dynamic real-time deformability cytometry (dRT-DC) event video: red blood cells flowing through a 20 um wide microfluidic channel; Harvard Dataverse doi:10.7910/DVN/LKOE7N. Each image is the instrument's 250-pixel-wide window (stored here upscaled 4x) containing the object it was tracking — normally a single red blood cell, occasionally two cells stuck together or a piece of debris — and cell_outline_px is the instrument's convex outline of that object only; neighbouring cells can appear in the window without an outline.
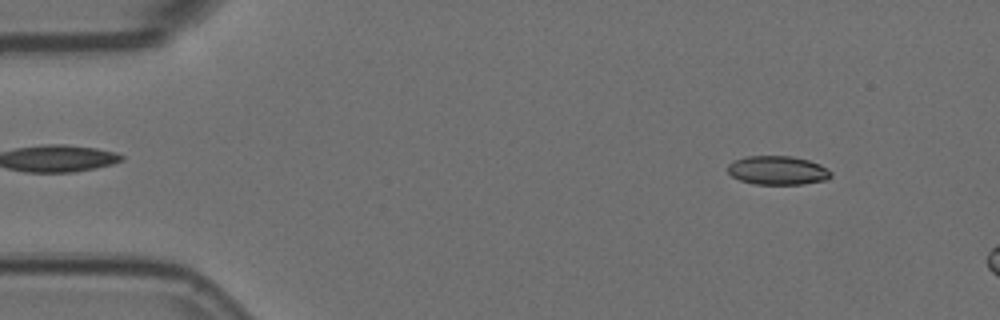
{"species": "Egyptian fruit bat (a non-hibernating species)", "species_latin": "Rousettus aegyptiacus", "temperature_condition": "room temperature", "stored_images_in_passage": 10, "camera_frame_rate_fps": 3000, "um_per_image_px": 0.085, "animal": {"sex": "female"}, "frame": {"image": 1, "passage_image": 6, "time_ms": 1.667, "image_size_px": [1000, 320], "cell_outline_px": [[832, 176], [828, 180], [804, 184], [756, 184], [740, 180], [732, 176], [728, 172], [728, 164], [732, 160], [748, 156], [792, 156], [808, 160], [820, 164], [832, 172]], "centroid_in_image_um": [66.12, 14.48], "position_along_channel_um": 18.9, "area_um2": 17.46}}